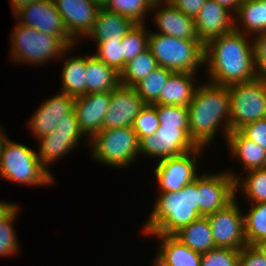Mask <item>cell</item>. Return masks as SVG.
<instances>
[{"label": "cell", "mask_w": 266, "mask_h": 266, "mask_svg": "<svg viewBox=\"0 0 266 266\" xmlns=\"http://www.w3.org/2000/svg\"><path fill=\"white\" fill-rule=\"evenodd\" d=\"M238 27L210 40L204 45V63L211 83L229 86L257 78L254 44L246 39Z\"/></svg>", "instance_id": "cell-1"}, {"label": "cell", "mask_w": 266, "mask_h": 266, "mask_svg": "<svg viewBox=\"0 0 266 266\" xmlns=\"http://www.w3.org/2000/svg\"><path fill=\"white\" fill-rule=\"evenodd\" d=\"M206 84V85H205ZM199 85L188 108L189 134L198 147L212 142L218 127L224 123V134L230 132L229 87L213 83ZM206 145V146H205Z\"/></svg>", "instance_id": "cell-2"}, {"label": "cell", "mask_w": 266, "mask_h": 266, "mask_svg": "<svg viewBox=\"0 0 266 266\" xmlns=\"http://www.w3.org/2000/svg\"><path fill=\"white\" fill-rule=\"evenodd\" d=\"M200 217L197 176L177 192H160L143 231L151 236L174 235Z\"/></svg>", "instance_id": "cell-3"}, {"label": "cell", "mask_w": 266, "mask_h": 266, "mask_svg": "<svg viewBox=\"0 0 266 266\" xmlns=\"http://www.w3.org/2000/svg\"><path fill=\"white\" fill-rule=\"evenodd\" d=\"M148 49L159 67L173 72L196 73L204 63V44L200 40L179 39L149 32Z\"/></svg>", "instance_id": "cell-4"}, {"label": "cell", "mask_w": 266, "mask_h": 266, "mask_svg": "<svg viewBox=\"0 0 266 266\" xmlns=\"http://www.w3.org/2000/svg\"><path fill=\"white\" fill-rule=\"evenodd\" d=\"M37 153L8 138L0 155L2 179L35 186L52 183L54 180L52 173L42 165Z\"/></svg>", "instance_id": "cell-5"}, {"label": "cell", "mask_w": 266, "mask_h": 266, "mask_svg": "<svg viewBox=\"0 0 266 266\" xmlns=\"http://www.w3.org/2000/svg\"><path fill=\"white\" fill-rule=\"evenodd\" d=\"M17 23L11 36V56L15 62L43 65L49 59L65 56V52L71 50L61 37Z\"/></svg>", "instance_id": "cell-6"}, {"label": "cell", "mask_w": 266, "mask_h": 266, "mask_svg": "<svg viewBox=\"0 0 266 266\" xmlns=\"http://www.w3.org/2000/svg\"><path fill=\"white\" fill-rule=\"evenodd\" d=\"M89 142L93 158L110 167L129 166L139 154V140L132 127L102 129Z\"/></svg>", "instance_id": "cell-7"}, {"label": "cell", "mask_w": 266, "mask_h": 266, "mask_svg": "<svg viewBox=\"0 0 266 266\" xmlns=\"http://www.w3.org/2000/svg\"><path fill=\"white\" fill-rule=\"evenodd\" d=\"M230 132L239 131L245 125L266 118V81H252L229 85Z\"/></svg>", "instance_id": "cell-8"}, {"label": "cell", "mask_w": 266, "mask_h": 266, "mask_svg": "<svg viewBox=\"0 0 266 266\" xmlns=\"http://www.w3.org/2000/svg\"><path fill=\"white\" fill-rule=\"evenodd\" d=\"M189 134V128L178 126H159L155 134L139 140V153L158 160L176 157L197 150Z\"/></svg>", "instance_id": "cell-9"}, {"label": "cell", "mask_w": 266, "mask_h": 266, "mask_svg": "<svg viewBox=\"0 0 266 266\" xmlns=\"http://www.w3.org/2000/svg\"><path fill=\"white\" fill-rule=\"evenodd\" d=\"M236 197L223 209L207 215L216 248L241 250L247 245L244 218Z\"/></svg>", "instance_id": "cell-10"}, {"label": "cell", "mask_w": 266, "mask_h": 266, "mask_svg": "<svg viewBox=\"0 0 266 266\" xmlns=\"http://www.w3.org/2000/svg\"><path fill=\"white\" fill-rule=\"evenodd\" d=\"M19 23L40 32L61 37L70 47L75 40L69 35L53 0H37L14 14Z\"/></svg>", "instance_id": "cell-11"}, {"label": "cell", "mask_w": 266, "mask_h": 266, "mask_svg": "<svg viewBox=\"0 0 266 266\" xmlns=\"http://www.w3.org/2000/svg\"><path fill=\"white\" fill-rule=\"evenodd\" d=\"M236 179L238 176L229 171L198 176L199 214L207 216L229 204L236 196Z\"/></svg>", "instance_id": "cell-12"}, {"label": "cell", "mask_w": 266, "mask_h": 266, "mask_svg": "<svg viewBox=\"0 0 266 266\" xmlns=\"http://www.w3.org/2000/svg\"><path fill=\"white\" fill-rule=\"evenodd\" d=\"M204 150L199 147L197 150L187 152L183 155L158 160L155 169V177L161 192H177L198 175L197 155Z\"/></svg>", "instance_id": "cell-13"}, {"label": "cell", "mask_w": 266, "mask_h": 266, "mask_svg": "<svg viewBox=\"0 0 266 266\" xmlns=\"http://www.w3.org/2000/svg\"><path fill=\"white\" fill-rule=\"evenodd\" d=\"M145 105L146 103L138 95L135 87L120 84L111 91L102 129L132 127L134 119Z\"/></svg>", "instance_id": "cell-14"}, {"label": "cell", "mask_w": 266, "mask_h": 266, "mask_svg": "<svg viewBox=\"0 0 266 266\" xmlns=\"http://www.w3.org/2000/svg\"><path fill=\"white\" fill-rule=\"evenodd\" d=\"M75 99L61 92L44 101L28 122L35 137L39 139L53 132L60 119L74 111Z\"/></svg>", "instance_id": "cell-15"}, {"label": "cell", "mask_w": 266, "mask_h": 266, "mask_svg": "<svg viewBox=\"0 0 266 266\" xmlns=\"http://www.w3.org/2000/svg\"><path fill=\"white\" fill-rule=\"evenodd\" d=\"M229 12L226 7L219 5L215 1L206 0L194 19L197 36L204 45L210 40L234 29V16Z\"/></svg>", "instance_id": "cell-16"}, {"label": "cell", "mask_w": 266, "mask_h": 266, "mask_svg": "<svg viewBox=\"0 0 266 266\" xmlns=\"http://www.w3.org/2000/svg\"><path fill=\"white\" fill-rule=\"evenodd\" d=\"M111 92L84 94L76 97L74 111L79 127L89 139L102 130L104 116L108 110Z\"/></svg>", "instance_id": "cell-17"}, {"label": "cell", "mask_w": 266, "mask_h": 266, "mask_svg": "<svg viewBox=\"0 0 266 266\" xmlns=\"http://www.w3.org/2000/svg\"><path fill=\"white\" fill-rule=\"evenodd\" d=\"M69 35L76 41L87 36L95 22L99 8L90 0H53Z\"/></svg>", "instance_id": "cell-18"}, {"label": "cell", "mask_w": 266, "mask_h": 266, "mask_svg": "<svg viewBox=\"0 0 266 266\" xmlns=\"http://www.w3.org/2000/svg\"><path fill=\"white\" fill-rule=\"evenodd\" d=\"M160 4L162 5V2L154 3L151 9H158L156 10V13H154L155 24L159 29L157 33L173 36L179 39L199 40L194 18L186 16L168 1L164 8H162Z\"/></svg>", "instance_id": "cell-19"}, {"label": "cell", "mask_w": 266, "mask_h": 266, "mask_svg": "<svg viewBox=\"0 0 266 266\" xmlns=\"http://www.w3.org/2000/svg\"><path fill=\"white\" fill-rule=\"evenodd\" d=\"M135 24L130 18L102 8L87 37L94 38L97 43L122 40Z\"/></svg>", "instance_id": "cell-20"}, {"label": "cell", "mask_w": 266, "mask_h": 266, "mask_svg": "<svg viewBox=\"0 0 266 266\" xmlns=\"http://www.w3.org/2000/svg\"><path fill=\"white\" fill-rule=\"evenodd\" d=\"M195 74L173 72L162 87L159 99L155 104L188 107L198 88L193 83Z\"/></svg>", "instance_id": "cell-21"}, {"label": "cell", "mask_w": 266, "mask_h": 266, "mask_svg": "<svg viewBox=\"0 0 266 266\" xmlns=\"http://www.w3.org/2000/svg\"><path fill=\"white\" fill-rule=\"evenodd\" d=\"M86 94L111 92L120 85V73L94 55L86 56Z\"/></svg>", "instance_id": "cell-22"}, {"label": "cell", "mask_w": 266, "mask_h": 266, "mask_svg": "<svg viewBox=\"0 0 266 266\" xmlns=\"http://www.w3.org/2000/svg\"><path fill=\"white\" fill-rule=\"evenodd\" d=\"M228 148L245 166L244 170L266 168V151L259 144L247 139L240 131L227 136Z\"/></svg>", "instance_id": "cell-23"}, {"label": "cell", "mask_w": 266, "mask_h": 266, "mask_svg": "<svg viewBox=\"0 0 266 266\" xmlns=\"http://www.w3.org/2000/svg\"><path fill=\"white\" fill-rule=\"evenodd\" d=\"M174 236L200 254L216 248L207 216H201L189 225L184 226Z\"/></svg>", "instance_id": "cell-24"}, {"label": "cell", "mask_w": 266, "mask_h": 266, "mask_svg": "<svg viewBox=\"0 0 266 266\" xmlns=\"http://www.w3.org/2000/svg\"><path fill=\"white\" fill-rule=\"evenodd\" d=\"M160 238L162 257L169 266H201L202 254L197 253L183 244L174 235H154Z\"/></svg>", "instance_id": "cell-25"}, {"label": "cell", "mask_w": 266, "mask_h": 266, "mask_svg": "<svg viewBox=\"0 0 266 266\" xmlns=\"http://www.w3.org/2000/svg\"><path fill=\"white\" fill-rule=\"evenodd\" d=\"M243 27V34L255 35L266 30V0H243L234 14Z\"/></svg>", "instance_id": "cell-26"}, {"label": "cell", "mask_w": 266, "mask_h": 266, "mask_svg": "<svg viewBox=\"0 0 266 266\" xmlns=\"http://www.w3.org/2000/svg\"><path fill=\"white\" fill-rule=\"evenodd\" d=\"M86 56L65 60L62 70V92L73 97L86 94Z\"/></svg>", "instance_id": "cell-27"}, {"label": "cell", "mask_w": 266, "mask_h": 266, "mask_svg": "<svg viewBox=\"0 0 266 266\" xmlns=\"http://www.w3.org/2000/svg\"><path fill=\"white\" fill-rule=\"evenodd\" d=\"M80 137H68L62 135H46L38 139L40 149L38 157L42 165L48 170V165L63 157L71 149H74ZM74 147V148H73Z\"/></svg>", "instance_id": "cell-28"}, {"label": "cell", "mask_w": 266, "mask_h": 266, "mask_svg": "<svg viewBox=\"0 0 266 266\" xmlns=\"http://www.w3.org/2000/svg\"><path fill=\"white\" fill-rule=\"evenodd\" d=\"M158 66L157 60L149 49L138 54L120 72V84L134 87Z\"/></svg>", "instance_id": "cell-29"}, {"label": "cell", "mask_w": 266, "mask_h": 266, "mask_svg": "<svg viewBox=\"0 0 266 266\" xmlns=\"http://www.w3.org/2000/svg\"><path fill=\"white\" fill-rule=\"evenodd\" d=\"M243 218L247 245L257 246L266 240V202L253 203Z\"/></svg>", "instance_id": "cell-30"}, {"label": "cell", "mask_w": 266, "mask_h": 266, "mask_svg": "<svg viewBox=\"0 0 266 266\" xmlns=\"http://www.w3.org/2000/svg\"><path fill=\"white\" fill-rule=\"evenodd\" d=\"M172 73L173 71L171 70L157 67L134 87L146 104H155L159 99L162 87L166 84Z\"/></svg>", "instance_id": "cell-31"}, {"label": "cell", "mask_w": 266, "mask_h": 266, "mask_svg": "<svg viewBox=\"0 0 266 266\" xmlns=\"http://www.w3.org/2000/svg\"><path fill=\"white\" fill-rule=\"evenodd\" d=\"M246 178L235 180V192L241 187L248 200L253 203L266 202V168L252 169L247 172ZM241 182V183H240ZM243 188V189H242Z\"/></svg>", "instance_id": "cell-32"}, {"label": "cell", "mask_w": 266, "mask_h": 266, "mask_svg": "<svg viewBox=\"0 0 266 266\" xmlns=\"http://www.w3.org/2000/svg\"><path fill=\"white\" fill-rule=\"evenodd\" d=\"M153 4L151 0H108L105 9L143 24V18L146 12L152 11Z\"/></svg>", "instance_id": "cell-33"}, {"label": "cell", "mask_w": 266, "mask_h": 266, "mask_svg": "<svg viewBox=\"0 0 266 266\" xmlns=\"http://www.w3.org/2000/svg\"><path fill=\"white\" fill-rule=\"evenodd\" d=\"M148 39L149 31L146 32L144 23L135 24L122 38L121 44L123 46V69L128 62H130L138 54L148 49Z\"/></svg>", "instance_id": "cell-34"}, {"label": "cell", "mask_w": 266, "mask_h": 266, "mask_svg": "<svg viewBox=\"0 0 266 266\" xmlns=\"http://www.w3.org/2000/svg\"><path fill=\"white\" fill-rule=\"evenodd\" d=\"M160 126L156 112V104H146L134 119L132 128L137 134L138 140L155 134Z\"/></svg>", "instance_id": "cell-35"}, {"label": "cell", "mask_w": 266, "mask_h": 266, "mask_svg": "<svg viewBox=\"0 0 266 266\" xmlns=\"http://www.w3.org/2000/svg\"><path fill=\"white\" fill-rule=\"evenodd\" d=\"M96 44L98 52L93 55L120 73L123 70V46L121 40Z\"/></svg>", "instance_id": "cell-36"}, {"label": "cell", "mask_w": 266, "mask_h": 266, "mask_svg": "<svg viewBox=\"0 0 266 266\" xmlns=\"http://www.w3.org/2000/svg\"><path fill=\"white\" fill-rule=\"evenodd\" d=\"M160 126L189 128L188 108L186 106L156 105Z\"/></svg>", "instance_id": "cell-37"}, {"label": "cell", "mask_w": 266, "mask_h": 266, "mask_svg": "<svg viewBox=\"0 0 266 266\" xmlns=\"http://www.w3.org/2000/svg\"><path fill=\"white\" fill-rule=\"evenodd\" d=\"M17 213L18 208L7 219L0 221V257L14 255L19 250V242L13 226Z\"/></svg>", "instance_id": "cell-38"}, {"label": "cell", "mask_w": 266, "mask_h": 266, "mask_svg": "<svg viewBox=\"0 0 266 266\" xmlns=\"http://www.w3.org/2000/svg\"><path fill=\"white\" fill-rule=\"evenodd\" d=\"M240 250L215 248L201 257V266H238Z\"/></svg>", "instance_id": "cell-39"}, {"label": "cell", "mask_w": 266, "mask_h": 266, "mask_svg": "<svg viewBox=\"0 0 266 266\" xmlns=\"http://www.w3.org/2000/svg\"><path fill=\"white\" fill-rule=\"evenodd\" d=\"M256 35L253 41L256 74L257 78L266 81V30Z\"/></svg>", "instance_id": "cell-40"}, {"label": "cell", "mask_w": 266, "mask_h": 266, "mask_svg": "<svg viewBox=\"0 0 266 266\" xmlns=\"http://www.w3.org/2000/svg\"><path fill=\"white\" fill-rule=\"evenodd\" d=\"M49 135H62L68 137H83L85 136L79 127L75 111L60 119L55 130Z\"/></svg>", "instance_id": "cell-41"}, {"label": "cell", "mask_w": 266, "mask_h": 266, "mask_svg": "<svg viewBox=\"0 0 266 266\" xmlns=\"http://www.w3.org/2000/svg\"><path fill=\"white\" fill-rule=\"evenodd\" d=\"M247 139L254 141L266 151V118L253 121L239 130Z\"/></svg>", "instance_id": "cell-42"}, {"label": "cell", "mask_w": 266, "mask_h": 266, "mask_svg": "<svg viewBox=\"0 0 266 266\" xmlns=\"http://www.w3.org/2000/svg\"><path fill=\"white\" fill-rule=\"evenodd\" d=\"M238 266H266V256L258 246L246 245L240 250Z\"/></svg>", "instance_id": "cell-43"}, {"label": "cell", "mask_w": 266, "mask_h": 266, "mask_svg": "<svg viewBox=\"0 0 266 266\" xmlns=\"http://www.w3.org/2000/svg\"><path fill=\"white\" fill-rule=\"evenodd\" d=\"M168 2L186 16L195 19L206 0H168Z\"/></svg>", "instance_id": "cell-44"}, {"label": "cell", "mask_w": 266, "mask_h": 266, "mask_svg": "<svg viewBox=\"0 0 266 266\" xmlns=\"http://www.w3.org/2000/svg\"><path fill=\"white\" fill-rule=\"evenodd\" d=\"M17 208L12 202L0 201V221L7 219Z\"/></svg>", "instance_id": "cell-45"}, {"label": "cell", "mask_w": 266, "mask_h": 266, "mask_svg": "<svg viewBox=\"0 0 266 266\" xmlns=\"http://www.w3.org/2000/svg\"><path fill=\"white\" fill-rule=\"evenodd\" d=\"M219 5L226 7L231 13L235 14L243 0H213Z\"/></svg>", "instance_id": "cell-46"}, {"label": "cell", "mask_w": 266, "mask_h": 266, "mask_svg": "<svg viewBox=\"0 0 266 266\" xmlns=\"http://www.w3.org/2000/svg\"><path fill=\"white\" fill-rule=\"evenodd\" d=\"M13 14H15L18 10H20L22 7L29 5L37 0H10Z\"/></svg>", "instance_id": "cell-47"}, {"label": "cell", "mask_w": 266, "mask_h": 266, "mask_svg": "<svg viewBox=\"0 0 266 266\" xmlns=\"http://www.w3.org/2000/svg\"><path fill=\"white\" fill-rule=\"evenodd\" d=\"M153 266H169L167 265L166 260L162 257V255L158 252L157 256L155 257Z\"/></svg>", "instance_id": "cell-48"}, {"label": "cell", "mask_w": 266, "mask_h": 266, "mask_svg": "<svg viewBox=\"0 0 266 266\" xmlns=\"http://www.w3.org/2000/svg\"><path fill=\"white\" fill-rule=\"evenodd\" d=\"M6 134L4 133V131H2L1 127H0V155L2 152V148L5 144V142L8 140L7 136H5Z\"/></svg>", "instance_id": "cell-49"}, {"label": "cell", "mask_w": 266, "mask_h": 266, "mask_svg": "<svg viewBox=\"0 0 266 266\" xmlns=\"http://www.w3.org/2000/svg\"><path fill=\"white\" fill-rule=\"evenodd\" d=\"M99 9L105 8L108 0H90Z\"/></svg>", "instance_id": "cell-50"}, {"label": "cell", "mask_w": 266, "mask_h": 266, "mask_svg": "<svg viewBox=\"0 0 266 266\" xmlns=\"http://www.w3.org/2000/svg\"><path fill=\"white\" fill-rule=\"evenodd\" d=\"M257 246L266 256V240L262 241Z\"/></svg>", "instance_id": "cell-51"}, {"label": "cell", "mask_w": 266, "mask_h": 266, "mask_svg": "<svg viewBox=\"0 0 266 266\" xmlns=\"http://www.w3.org/2000/svg\"><path fill=\"white\" fill-rule=\"evenodd\" d=\"M153 3H156V2H162V3H166L168 0H151Z\"/></svg>", "instance_id": "cell-52"}]
</instances>
